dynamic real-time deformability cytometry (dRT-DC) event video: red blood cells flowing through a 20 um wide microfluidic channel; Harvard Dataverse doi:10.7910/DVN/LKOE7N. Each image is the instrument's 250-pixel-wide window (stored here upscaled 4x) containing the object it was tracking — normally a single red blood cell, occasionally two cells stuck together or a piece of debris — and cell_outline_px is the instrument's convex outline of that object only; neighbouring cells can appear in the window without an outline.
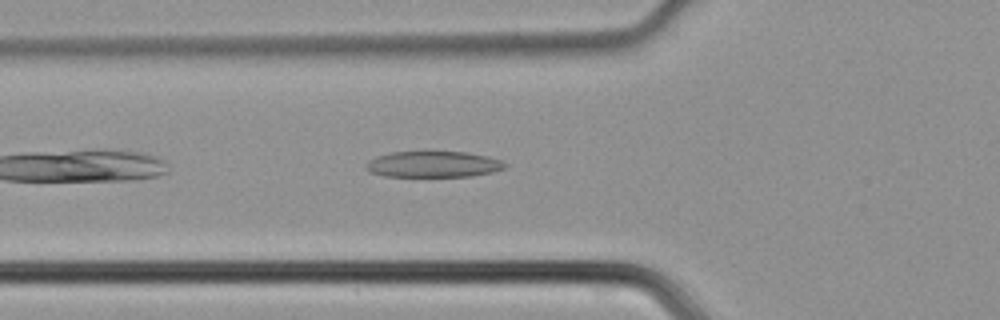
{"species": "common noctule bat (a hibernating species)", "species_latin": "Nyctalus noctula", "temperature_condition": "cold", "stored_images_in_passage": 34, "camera_frame_rate_fps": 3000, "um_per_image_px": 0.085, "animal": {"sex": "male", "body_mass_g": 21.5, "forearm_length_mm": 52.0}, "frame": {"image": 1, "passage_image": 4, "time_ms": 1.0, "image_size_px": [1000, 320], "cell_outline_px": [[508, 164], [504, 168], [492, 172], [472, 176], [384, 176], [368, 172], [364, 168], [364, 164], [368, 160], [376, 156], [392, 152], [424, 148], [428, 148], [464, 152], [488, 156], [500, 160]], "centroid_in_image_um": [36.75, 13.91], "position_along_channel_um": 89.0, "area_um2": 22.25}}
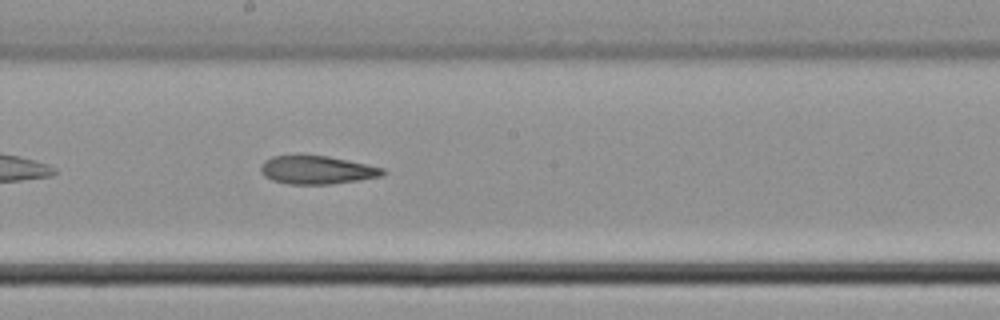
{"frame": {"image": 2, "passage_image": 13, "time_ms": 4.0, "image_size_px": [1000, 320], "cell_outline_px": [[384, 172], [380, 176], [356, 180], [328, 184], [288, 184], [272, 180], [264, 176], [260, 172], [260, 168], [264, 160], [272, 156], [328, 156], [368, 164], [384, 168]], "centroid_in_image_um": [26.9, 14.44], "position_along_channel_um": 221.3, "area_um2": 19.83}}
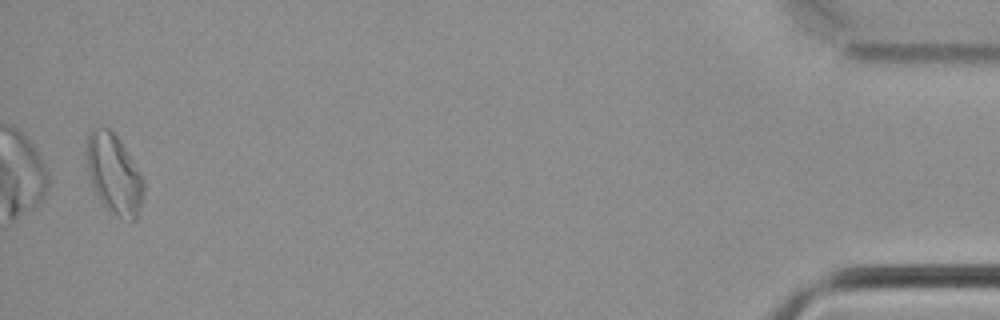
{"frame": {"image": 3, "passage_image": 33, "time_ms": 10.667, "image_size_px": [1000, 320], "cell_outline_px": [[144, 192], [136, 220], [132, 220], [120, 216], [112, 212], [104, 204], [96, 192], [92, 184], [88, 168], [88, 136], [92, 128], [108, 128], [120, 140], [128, 152], [144, 180]], "centroid_in_image_um": [9.73, 14.78], "position_along_channel_um": 425.5, "area_um2": 25.66}}